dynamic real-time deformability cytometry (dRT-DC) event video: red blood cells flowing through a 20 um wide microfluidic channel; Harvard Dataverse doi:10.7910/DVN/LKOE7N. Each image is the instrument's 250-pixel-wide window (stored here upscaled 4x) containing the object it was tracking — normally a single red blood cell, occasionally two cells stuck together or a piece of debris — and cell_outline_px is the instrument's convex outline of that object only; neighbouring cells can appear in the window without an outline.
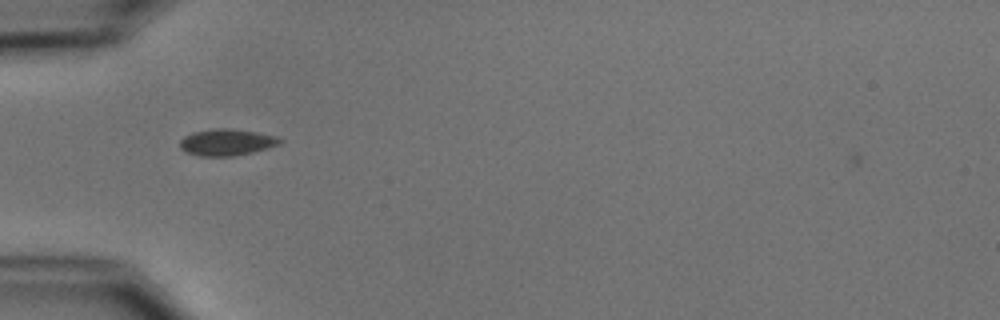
{"species": "common noctule bat (a hibernating species)", "species_latin": "Nyctalus noctula", "temperature_condition": "cold", "stored_images_in_passage": 39, "camera_frame_rate_fps": 3000, "um_per_image_px": 0.085, "animal": {"sex": "male", "body_mass_g": 15.6}, "frame": {"image": 1, "passage_image": 3, "time_ms": 0.667, "image_size_px": [1000, 320], "cell_outline_px": [[284, 140], [280, 144], [268, 148], [252, 152], [232, 156], [200, 156], [188, 152], [180, 148], [180, 140], [184, 136], [192, 132], [212, 128], [232, 128], [256, 132], [276, 136]], "centroid_in_image_um": [19.27, 12.08], "position_along_channel_um": 65.7, "area_um2": 15.55}}
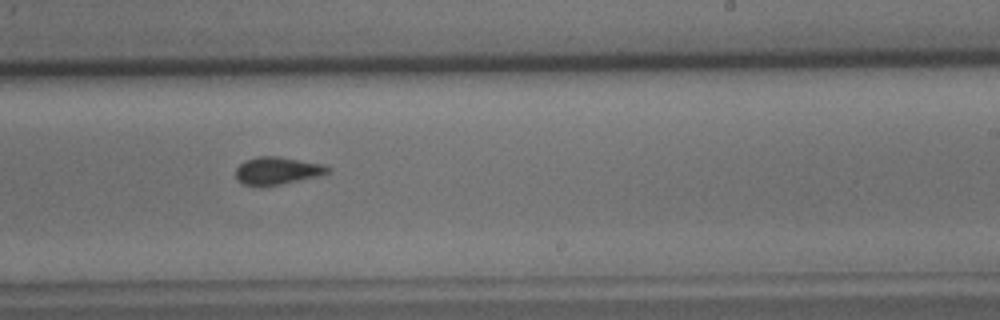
{"frame": {"image": 2, "passage_image": 19, "time_ms": 6.0, "image_size_px": [1000, 320], "cell_outline_px": [[332, 168], [324, 176], [280, 184], [244, 184], [236, 180], [236, 168], [244, 160], [256, 156], [276, 156], [324, 164]], "centroid_in_image_um": [23.62, 14.49], "position_along_channel_um": 265.4, "area_um2": 14.74}}
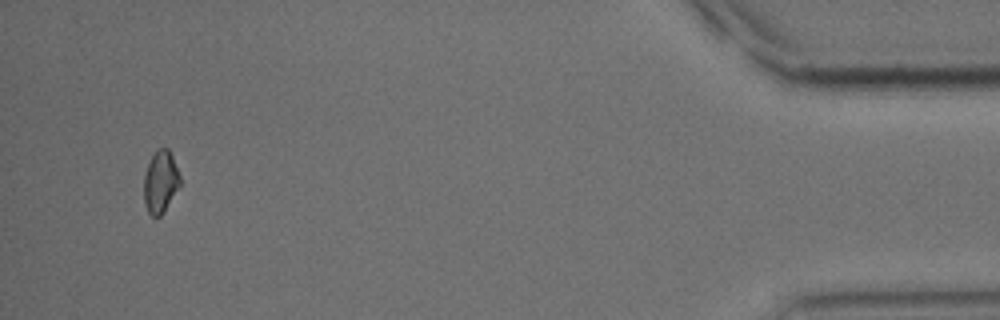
{"frame": {"image": 3, "passage_image": 37, "time_ms": 12.0, "image_size_px": [1000, 320], "cell_outline_px": [[180, 188], [164, 212], [160, 216], [152, 216], [148, 212], [144, 204], [144, 176], [148, 164], [156, 148], [168, 148], [172, 156], [180, 176]], "centroid_in_image_um": [13.65, 15.47], "position_along_channel_um": 421.5, "area_um2": 13.24}}